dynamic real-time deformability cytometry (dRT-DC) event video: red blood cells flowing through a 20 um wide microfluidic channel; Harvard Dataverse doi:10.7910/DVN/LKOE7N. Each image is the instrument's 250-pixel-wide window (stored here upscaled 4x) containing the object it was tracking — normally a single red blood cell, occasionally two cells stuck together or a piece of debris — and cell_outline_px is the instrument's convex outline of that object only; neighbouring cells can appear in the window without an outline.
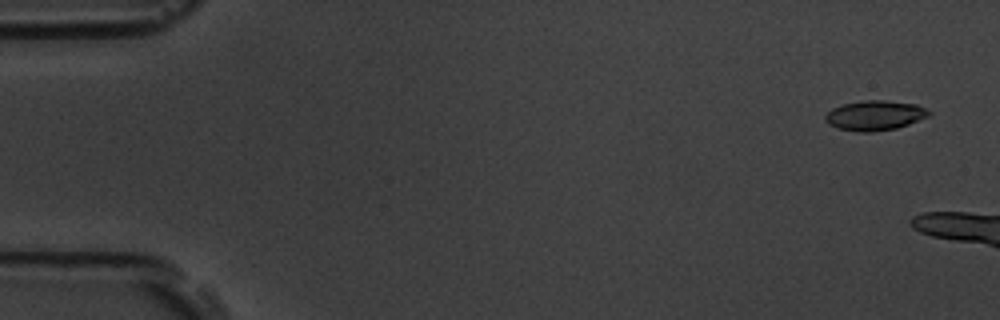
{"species": "common noctule bat (a hibernating species)", "species_latin": "Nyctalus noctula", "temperature_condition": "room temperature", "stored_images_in_passage": 9, "camera_frame_rate_fps": 3000, "um_per_image_px": 0.085, "animal": {"sex": "male", "body_mass_g": 19.5, "forearm_length_mm": 54.6}, "frame": {"image": 1, "passage_image": 3, "time_ms": 0.667, "image_size_px": [1000, 320], "cell_outline_px": [[932, 112], [928, 116], [908, 124], [896, 128], [872, 132], [860, 132], [836, 128], [828, 124], [824, 120], [824, 116], [832, 108], [844, 104], [864, 100], [884, 100], [916, 104], [928, 108]], "centroid_in_image_um": [74.35, 9.81], "position_along_channel_um": 10.6, "area_um2": 18.09}}